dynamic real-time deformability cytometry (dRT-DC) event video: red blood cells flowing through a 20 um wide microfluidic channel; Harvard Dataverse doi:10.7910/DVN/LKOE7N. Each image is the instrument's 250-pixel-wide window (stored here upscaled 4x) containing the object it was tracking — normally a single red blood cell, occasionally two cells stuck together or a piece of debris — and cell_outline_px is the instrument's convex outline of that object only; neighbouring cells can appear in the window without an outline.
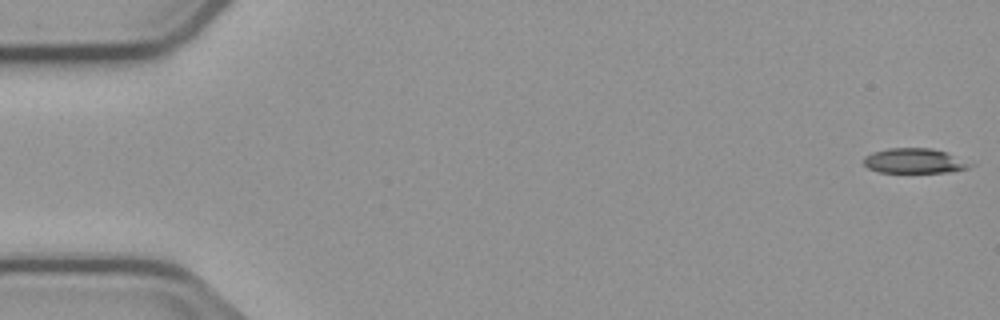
{"species": "common noctule bat (a hibernating species)", "species_latin": "Nyctalus noctula", "temperature_condition": "cold", "stored_images_in_passage": 4, "camera_frame_rate_fps": 3000, "um_per_image_px": 0.085, "animal": {"sex": "male", "body_mass_g": 23.1, "forearm_length_mm": 52.7}, "frame": {"image": 1, "passage_image": 1, "time_ms": 0.0, "image_size_px": [1000, 320], "cell_outline_px": [[976, 164], [968, 168], [944, 172], [880, 172], [868, 168], [864, 164], [864, 156], [872, 152], [888, 148], [932, 148], [948, 152]], "centroid_in_image_um": [77.75, 13.66], "position_along_channel_um": 7.2, "area_um2": 15.55}}